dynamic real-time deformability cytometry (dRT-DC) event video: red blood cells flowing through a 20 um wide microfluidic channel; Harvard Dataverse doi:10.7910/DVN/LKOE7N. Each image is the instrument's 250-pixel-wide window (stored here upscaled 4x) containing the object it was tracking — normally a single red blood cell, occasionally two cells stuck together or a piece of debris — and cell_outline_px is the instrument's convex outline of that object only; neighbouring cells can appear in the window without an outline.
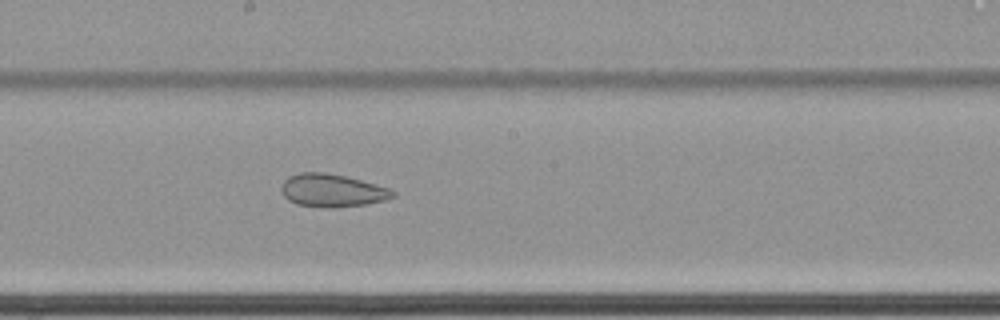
{"species": "common noctule bat (a hibernating species)", "species_latin": "Nyctalus noctula", "temperature_condition": "cold", "stored_images_in_passage": 64, "camera_frame_rate_fps": 3000, "um_per_image_px": 0.085, "animal": {"sex": "female", "body_mass_g": 22.7, "forearm_length_mm": 54.2}, "frame": {"image": 1, "passage_image": 38, "time_ms": 12.333, "image_size_px": [1000, 320], "cell_outline_px": [[396, 196], [384, 200], [364, 204], [336, 208], [324, 208], [296, 204], [288, 200], [280, 192], [280, 188], [284, 180], [288, 176], [300, 172], [324, 172], [344, 176], [376, 184], [388, 188], [396, 192]], "centroid_in_image_um": [28.19, 16.19], "position_along_channel_um": 220.0, "area_um2": 21.5}}
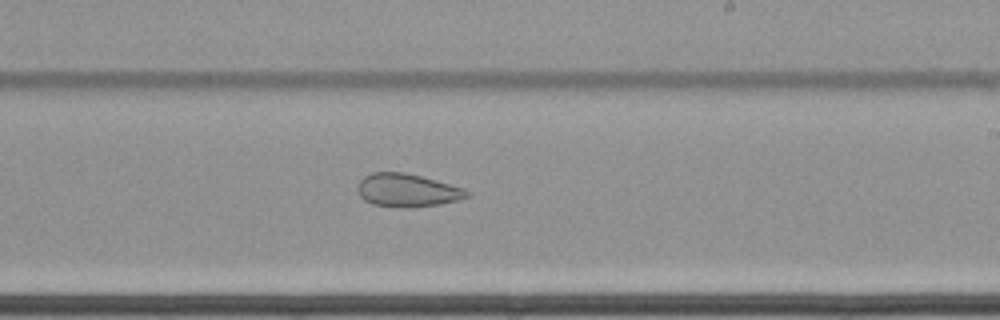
{"frame": {"image": 2, "passage_image": 41, "time_ms": 13.333, "image_size_px": [1000, 320], "cell_outline_px": [[472, 196], [460, 200], [440, 204], [412, 208], [404, 208], [372, 204], [364, 200], [360, 196], [356, 188], [360, 180], [364, 176], [372, 172], [404, 172], [420, 176], [464, 188], [472, 192]], "centroid_in_image_um": [34.64, 16.19], "position_along_channel_um": 254.4, "area_um2": 21.39}}
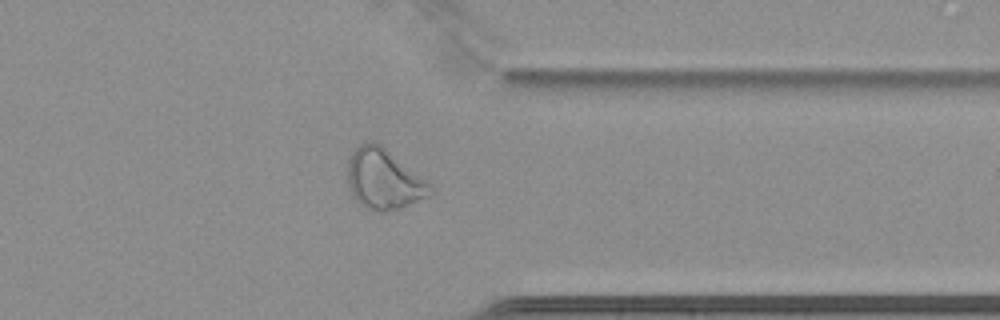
{"frame": {"image": 3, "passage_image": 52, "time_ms": 17.0, "image_size_px": [1000, 320], "cell_outline_px": [[436, 192], [428, 196], [400, 208], [384, 212], [368, 212], [352, 196], [348, 184], [348, 160], [352, 152], [360, 144], [368, 140], [372, 140], [380, 144], [432, 184]], "centroid_in_image_um": [32.62, 15.25], "position_along_channel_um": 378.8, "area_um2": 29.36}}